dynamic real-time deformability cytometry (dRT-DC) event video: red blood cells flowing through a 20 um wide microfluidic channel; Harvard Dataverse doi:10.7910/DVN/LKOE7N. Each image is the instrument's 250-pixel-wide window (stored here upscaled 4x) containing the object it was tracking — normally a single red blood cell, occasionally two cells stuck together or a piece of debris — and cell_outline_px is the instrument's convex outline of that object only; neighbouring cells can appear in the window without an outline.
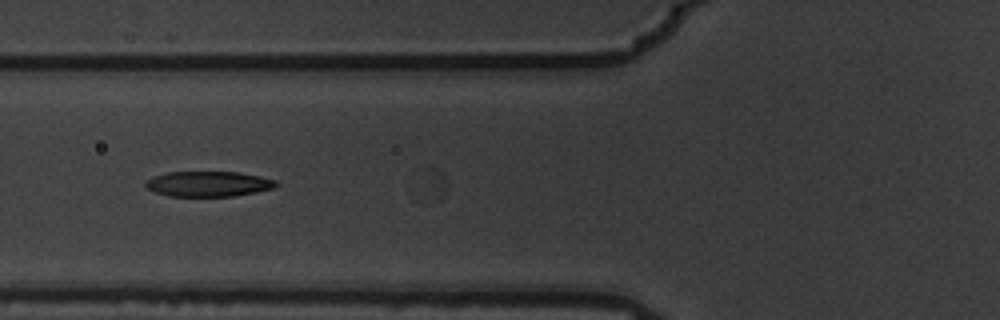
{"species": "common noctule bat (a hibernating species)", "species_latin": "Nyctalus noctula", "temperature_condition": "warm", "stored_images_in_passage": 8, "camera_frame_rate_fps": 3000, "um_per_image_px": 0.085, "animal": {"sex": "male", "body_mass_g": 19.5, "forearm_length_mm": 54.6}, "frame": {"image": 1, "passage_image": 5, "time_ms": 1.333, "image_size_px": [1000, 320], "cell_outline_px": [[280, 184], [276, 188], [256, 192], [232, 196], [168, 196], [156, 192], [148, 188], [144, 184], [152, 176], [168, 172], [240, 172], [260, 176], [276, 180]], "centroid_in_image_um": [17.76, 15.63], "position_along_channel_um": 108.0, "area_um2": 19.31}}
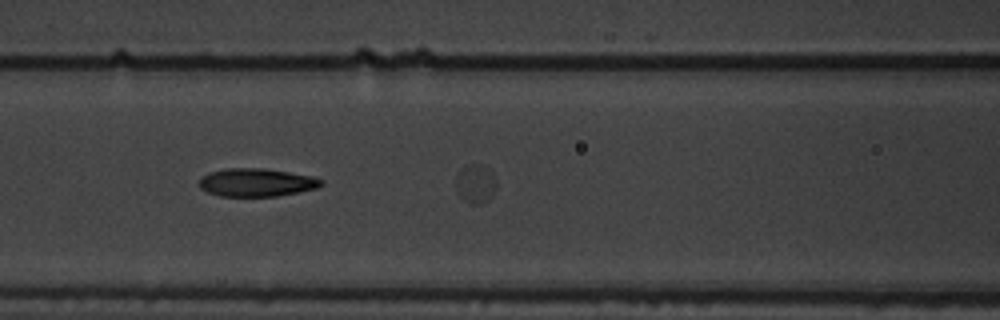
{"frame": {"image": 2, "passage_image": 6, "time_ms": 1.667, "image_size_px": [1000, 320], "cell_outline_px": [[324, 184], [316, 188], [276, 196], [220, 196], [208, 192], [200, 188], [200, 176], [224, 168], [264, 168], [312, 176], [324, 180]], "centroid_in_image_um": [21.8, 15.5], "position_along_channel_um": 144.8, "area_um2": 19.88}}
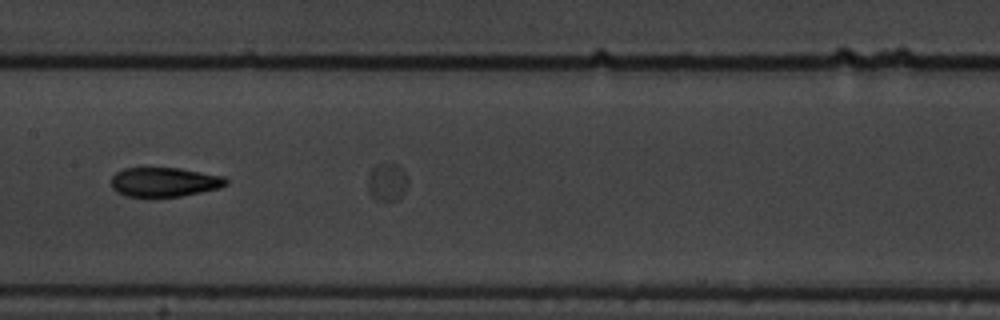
{"frame": {"image": 3, "passage_image": 7, "time_ms": 2.0, "image_size_px": [1000, 320], "cell_outline_px": [[228, 184], [220, 188], [180, 196], [124, 196], [116, 192], [112, 188], [112, 176], [116, 172], [124, 168], [180, 168], [224, 176], [228, 180]], "centroid_in_image_um": [13.98, 15.46], "position_along_channel_um": 193.4, "area_um2": 19.59}}